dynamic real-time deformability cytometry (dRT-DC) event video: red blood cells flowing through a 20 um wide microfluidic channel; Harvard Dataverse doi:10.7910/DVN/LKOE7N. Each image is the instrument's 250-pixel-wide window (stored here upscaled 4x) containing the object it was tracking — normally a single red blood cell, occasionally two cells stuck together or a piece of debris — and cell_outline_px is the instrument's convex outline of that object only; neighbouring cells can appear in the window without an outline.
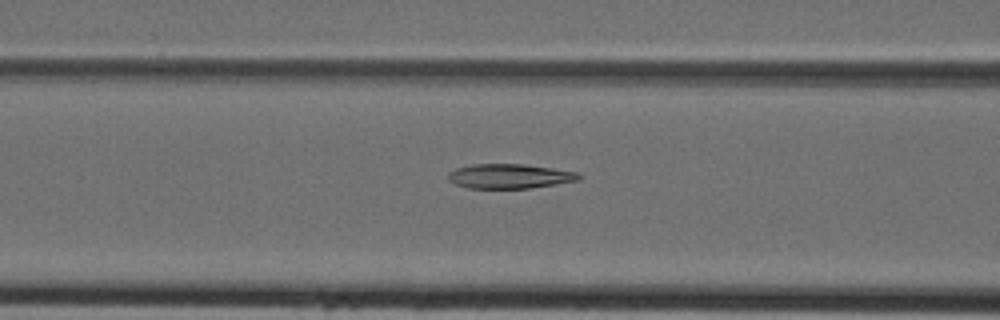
{"species": "Egyptian fruit bat (a non-hibernating species)", "species_latin": "Rousettus aegyptiacus", "temperature_condition": "cold", "stored_images_in_passage": 44, "camera_frame_rate_fps": 3000, "um_per_image_px": 0.085, "animal": {"sex": "female"}, "frame": {"image": 1, "passage_image": 18, "time_ms": 5.667, "image_size_px": [1000, 320], "cell_outline_px": [[580, 180], [556, 184], [528, 188], [468, 188], [456, 184], [448, 180], [448, 172], [456, 168], [472, 164], [524, 164], [580, 172]], "centroid_in_image_um": [43.32, 14.97], "position_along_channel_um": 123.3, "area_um2": 18.73}}
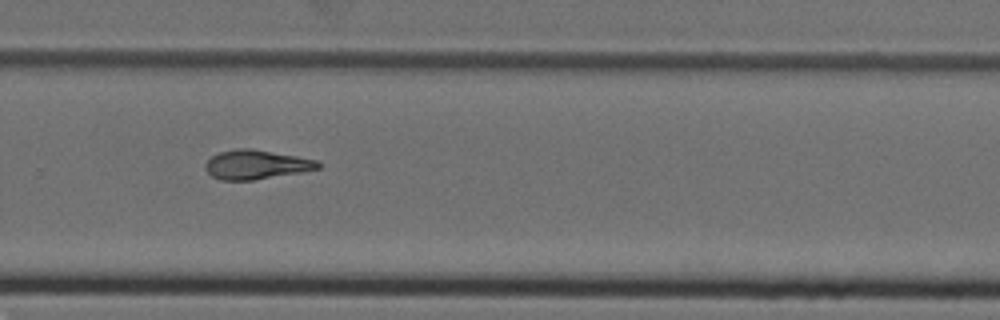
{"frame": {"image": 2, "passage_image": 30, "time_ms": 9.667, "image_size_px": [1000, 320], "cell_outline_px": [[320, 168], [300, 172], [252, 180], [220, 180], [212, 176], [204, 168], [204, 164], [212, 156], [220, 152], [236, 148], [248, 148], [296, 156], [316, 160], [320, 164]], "centroid_in_image_um": [21.73, 13.99], "position_along_channel_um": 308.1, "area_um2": 18.9}}
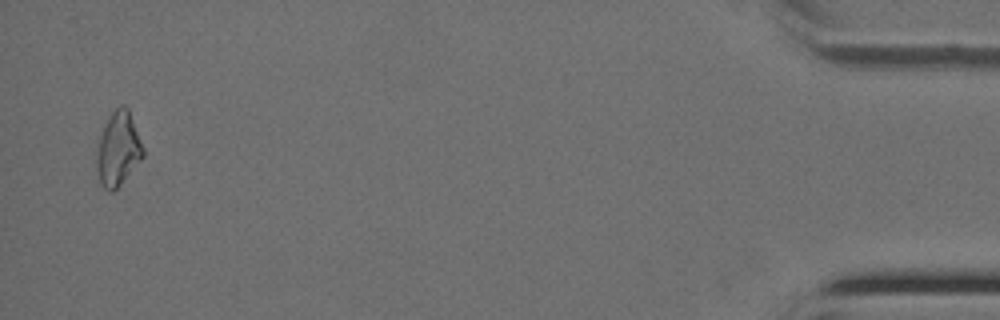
{"frame": {"image": 3, "passage_image": 43, "time_ms": 14.0, "image_size_px": [1000, 320], "cell_outline_px": [[144, 156], [120, 184], [112, 192], [108, 192], [100, 184], [96, 168], [96, 144], [104, 124], [108, 116], [120, 104], [124, 104], [128, 108], [144, 148]], "centroid_in_image_um": [10.01, 12.64], "position_along_channel_um": 425.2, "area_um2": 20.23}}